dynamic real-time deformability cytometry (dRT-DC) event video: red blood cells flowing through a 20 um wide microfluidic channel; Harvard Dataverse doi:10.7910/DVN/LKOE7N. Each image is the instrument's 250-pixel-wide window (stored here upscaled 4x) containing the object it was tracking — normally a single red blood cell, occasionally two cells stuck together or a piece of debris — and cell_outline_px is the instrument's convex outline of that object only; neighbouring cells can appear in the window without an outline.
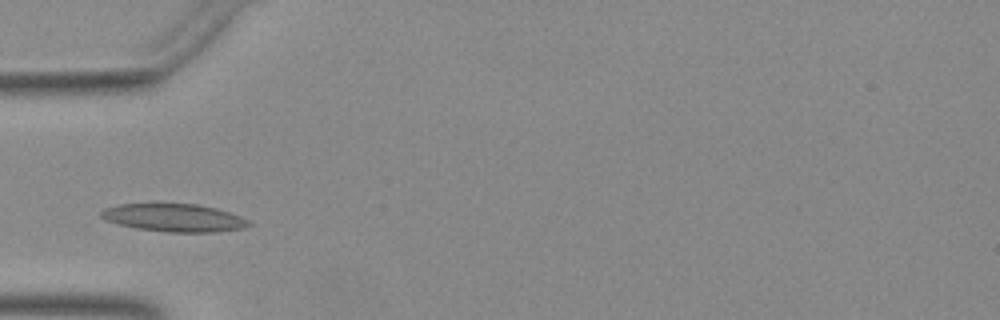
{"species": "Egyptian fruit bat (a non-hibernating species)", "species_latin": "Rousettus aegyptiacus", "temperature_condition": "warm", "stored_images_in_passage": 7, "camera_frame_rate_fps": 3000, "um_per_image_px": 0.085, "animal": {"sex": "female"}, "frame": {"image": 1, "passage_image": 1, "time_ms": 0.0, "image_size_px": [1000, 320], "cell_outline_px": [[252, 224], [244, 228], [216, 232], [164, 232], [136, 228], [104, 220], [100, 216], [100, 212], [104, 208], [120, 204], [196, 204], [216, 208], [252, 220]], "centroid_in_image_um": [14.82, 18.51], "position_along_channel_um": 70.2, "area_um2": 24.04}}
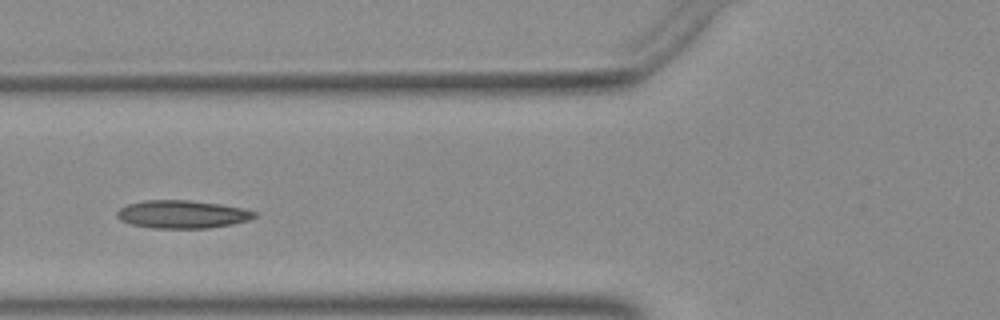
{"frame": {"image": 2, "passage_image": 4, "time_ms": 1.0, "image_size_px": [1000, 320], "cell_outline_px": [[256, 216], [248, 220], [232, 224], [208, 228], [152, 228], [132, 224], [120, 220], [116, 216], [116, 212], [120, 208], [128, 204], [144, 200], [188, 200], [220, 204], [244, 208], [256, 212]], "centroid_in_image_um": [15.48, 18.21], "position_along_channel_um": 110.3, "area_um2": 22.37}}